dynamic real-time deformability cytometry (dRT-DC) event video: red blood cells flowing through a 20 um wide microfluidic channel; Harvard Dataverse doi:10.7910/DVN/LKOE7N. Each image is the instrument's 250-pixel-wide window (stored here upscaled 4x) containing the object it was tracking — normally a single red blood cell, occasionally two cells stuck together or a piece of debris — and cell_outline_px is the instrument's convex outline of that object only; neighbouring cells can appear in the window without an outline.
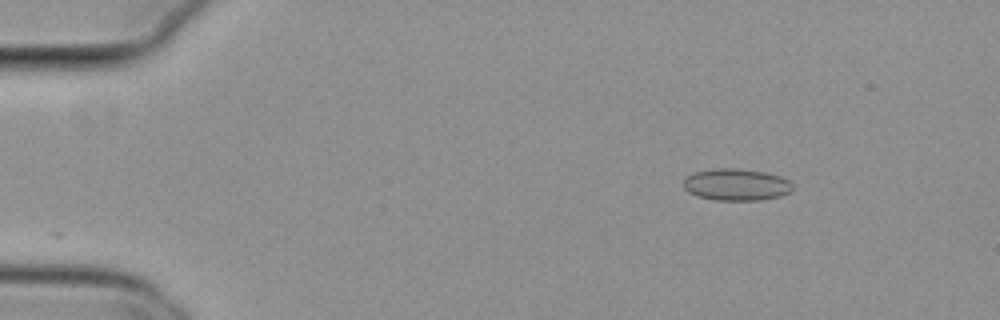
{"species": "common noctule bat (a hibernating species)", "species_latin": "Nyctalus noctula", "temperature_condition": "cold", "stored_images_in_passage": 48, "camera_frame_rate_fps": 3000, "um_per_image_px": 0.085, "animal": {"sex": "female", "body_mass_g": 29.2, "forearm_length_mm": 56.3}, "frame": {"image": 1, "passage_image": 1, "time_ms": 0.0, "image_size_px": [1000, 320], "cell_outline_px": [[792, 192], [780, 196], [760, 200], [716, 200], [696, 196], [688, 192], [684, 188], [684, 180], [692, 172], [716, 168], [740, 168], [764, 172], [780, 176], [788, 180], [792, 184]], "centroid_in_image_um": [62.58, 15.69], "position_along_channel_um": 22.4, "area_um2": 20.4}}
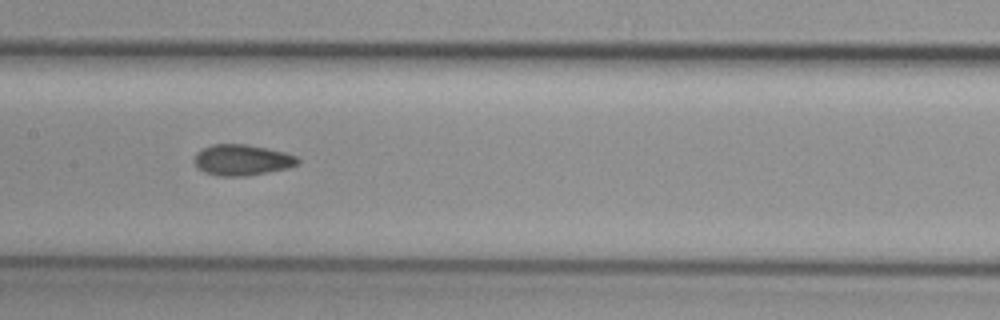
{"frame": {"image": 2, "passage_image": 21, "time_ms": 6.667, "image_size_px": [1000, 320], "cell_outline_px": [[300, 164], [288, 168], [244, 176], [216, 176], [204, 172], [196, 168], [192, 160], [196, 152], [212, 144], [248, 144], [268, 148], [284, 152], [296, 156], [300, 160]], "centroid_in_image_um": [20.54, 13.6], "position_along_channel_um": 186.9, "area_um2": 18.9}}
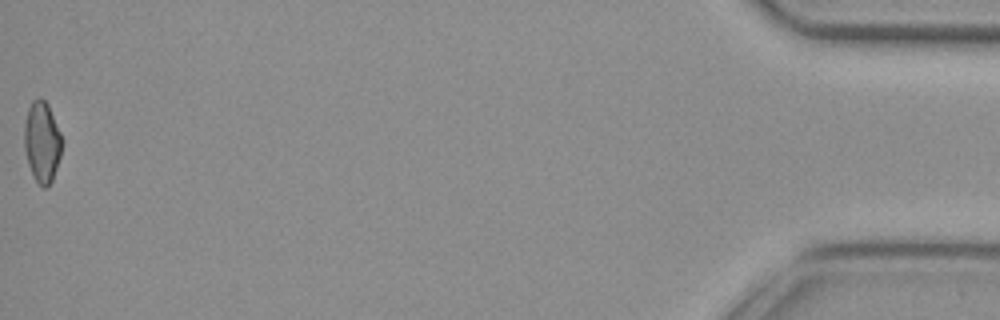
{"frame": {"image": 3, "passage_image": 48, "time_ms": 15.667, "image_size_px": [1000, 320], "cell_outline_px": [[60, 156], [52, 180], [48, 188], [44, 188], [36, 180], [28, 164], [24, 148], [24, 124], [28, 108], [32, 100], [40, 96], [48, 104], [60, 132]], "centroid_in_image_um": [3.54, 12.03], "position_along_channel_um": 431.7, "area_um2": 17.51}, "authors_computed_cell_mechanics": {"area_um2": 18.5827, "velocity_mm_per_s": 3.8259, "shape_relaxation_time_tau1_ms": null, "shape_relaxation_time_tau2_ms": 2.1967, "deformation_change_tau1": null, "deformation_change_tau2": 0.0717}}